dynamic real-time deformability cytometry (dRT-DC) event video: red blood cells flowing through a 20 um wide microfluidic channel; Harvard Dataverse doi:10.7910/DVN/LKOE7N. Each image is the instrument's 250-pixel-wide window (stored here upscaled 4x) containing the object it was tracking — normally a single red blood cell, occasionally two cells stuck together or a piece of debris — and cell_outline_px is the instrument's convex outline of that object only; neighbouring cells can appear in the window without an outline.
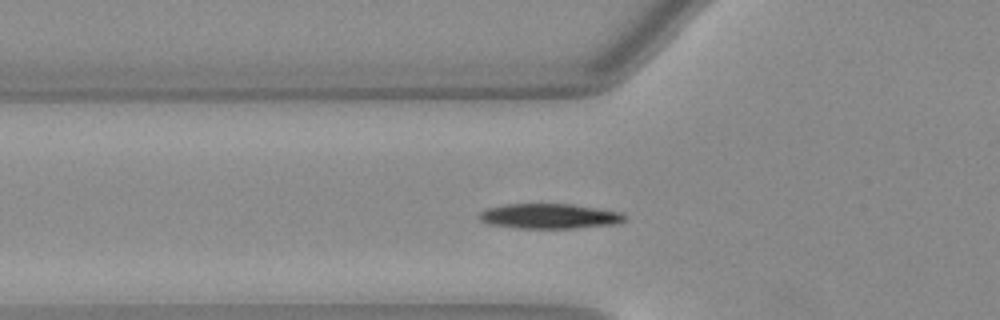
{"species": "Egyptian fruit bat (a non-hibernating species)", "species_latin": "Rousettus aegyptiacus", "temperature_condition": "warm", "stored_images_in_passage": 37, "segment_of_instrument_passage": [1, 2], "camera_frame_rate_fps": 3000, "um_per_image_px": 0.085, "animal": {"sex": "female"}, "frame": {"image": 1, "passage_image": 3, "time_ms": 0.667, "image_size_px": [1000, 320], "cell_outline_px": [[624, 220], [612, 224], [572, 228], [520, 228], [492, 224], [480, 220], [476, 216], [480, 212], [488, 208], [508, 204], [572, 204], [620, 212], [624, 216]], "centroid_in_image_um": [46.65, 18.37], "position_along_channel_um": 79.2, "area_um2": 20.75}}
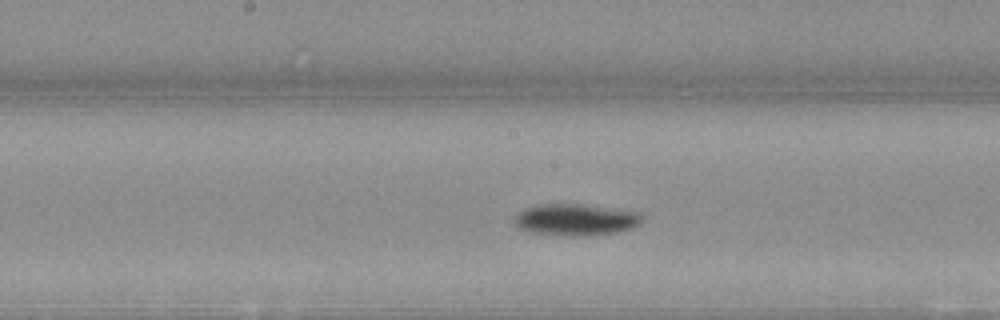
{"frame": {"image": 2, "passage_image": 12, "time_ms": 3.667, "image_size_px": [1000, 320], "cell_outline_px": [[640, 220], [632, 228], [620, 232], [592, 236], [560, 236], [528, 232], [520, 228], [516, 224], [516, 216], [524, 208], [540, 204], [580, 204], [636, 212], [640, 216]], "centroid_in_image_um": [48.89, 18.7], "position_along_channel_um": 199.3, "area_um2": 23.35}}
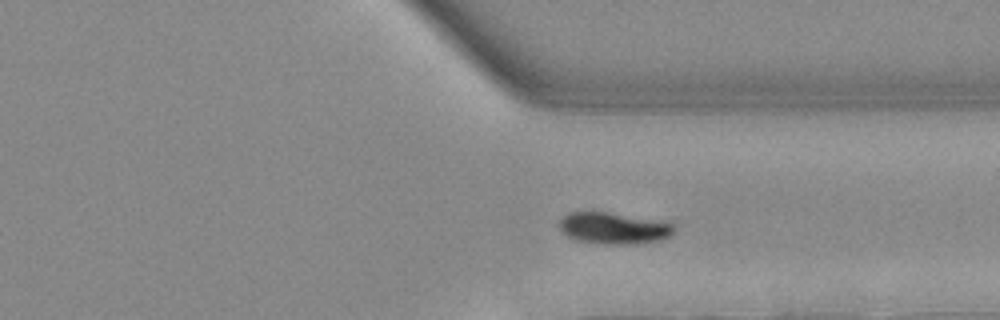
{"frame": {"image": 3, "passage_image": 24, "time_ms": 7.667, "image_size_px": [1000, 320], "cell_outline_px": [[672, 232], [668, 236], [660, 240], [640, 244], [608, 244], [576, 240], [568, 236], [560, 228], [560, 220], [568, 212], [608, 212], [668, 220], [672, 224]], "centroid_in_image_um": [52.21, 19.38], "position_along_channel_um": 359.2, "area_um2": 21.21}}